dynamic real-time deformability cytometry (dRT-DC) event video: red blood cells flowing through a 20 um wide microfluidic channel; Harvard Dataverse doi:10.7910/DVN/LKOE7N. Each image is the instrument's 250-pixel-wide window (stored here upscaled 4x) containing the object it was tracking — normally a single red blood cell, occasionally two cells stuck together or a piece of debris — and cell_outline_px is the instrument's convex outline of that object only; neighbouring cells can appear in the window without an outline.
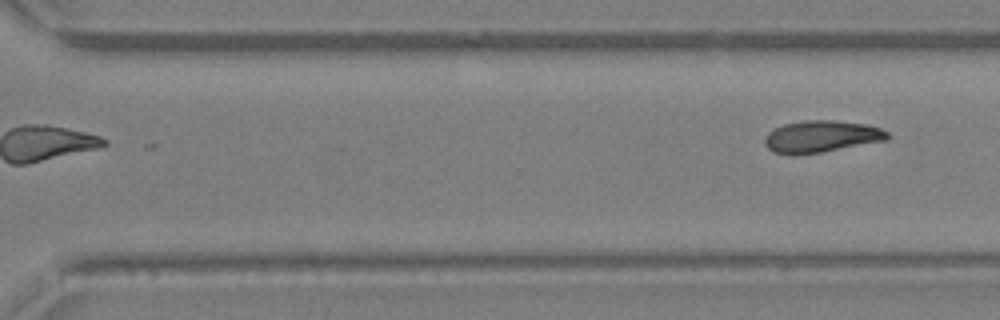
{"species": "Egyptian fruit bat (a non-hibernating species)", "species_latin": "Rousettus aegyptiacus", "temperature_condition": "warm", "stored_images_in_passage": 21, "segment_of_instrument_passage": [2, 2], "camera_frame_rate_fps": 3000, "um_per_image_px": 0.085, "animal": {"sex": "female"}, "frame": {"image": 1, "passage_image": 21, "time_ms": 6.667, "image_size_px": [1000, 320], "cell_outline_px": [[888, 140], [820, 152], [796, 156], [788, 156], [772, 152], [764, 144], [764, 140], [768, 132], [772, 128], [784, 124], [804, 120], [832, 120], [868, 124], [880, 128], [888, 132]], "centroid_in_image_um": [69.76, 11.61], "position_along_channel_um": 300.8, "area_um2": 23.12}}